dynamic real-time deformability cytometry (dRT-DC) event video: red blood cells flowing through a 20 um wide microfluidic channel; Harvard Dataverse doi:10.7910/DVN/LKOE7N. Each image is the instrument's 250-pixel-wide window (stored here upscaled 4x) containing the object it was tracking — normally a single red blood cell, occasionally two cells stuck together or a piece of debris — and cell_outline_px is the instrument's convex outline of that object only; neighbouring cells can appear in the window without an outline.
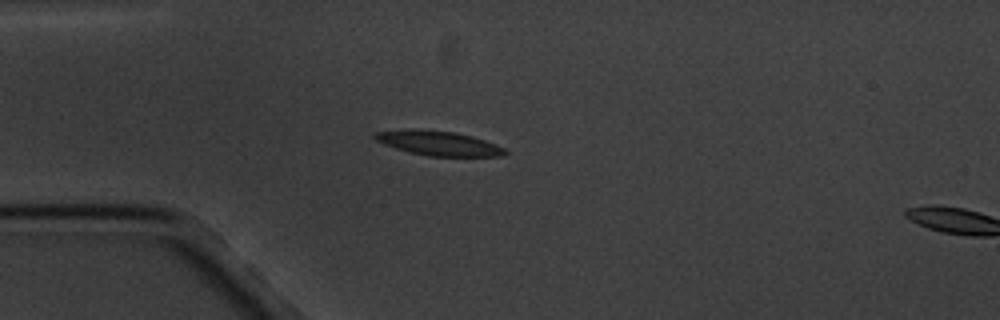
{"species": "common noctule bat (a hibernating species)", "species_latin": "Nyctalus noctula", "temperature_condition": "cold", "stored_images_in_passage": 5, "camera_frame_rate_fps": 3000, "um_per_image_px": 0.085, "animal": {"sex": "male", "body_mass_g": 20.1, "forearm_length_mm": 53.5}, "frame": {"image": 1, "passage_image": 4, "time_ms": 3.333, "image_size_px": [1000, 320], "cell_outline_px": [[508, 152], [504, 156], [428, 156], [408, 152], [384, 144], [376, 140], [372, 136], [376, 132], [412, 128], [452, 132], [472, 136], [496, 144], [504, 148]], "centroid_in_image_um": [37.27, 12.17], "position_along_channel_um": 47.7, "area_um2": 18.55}}